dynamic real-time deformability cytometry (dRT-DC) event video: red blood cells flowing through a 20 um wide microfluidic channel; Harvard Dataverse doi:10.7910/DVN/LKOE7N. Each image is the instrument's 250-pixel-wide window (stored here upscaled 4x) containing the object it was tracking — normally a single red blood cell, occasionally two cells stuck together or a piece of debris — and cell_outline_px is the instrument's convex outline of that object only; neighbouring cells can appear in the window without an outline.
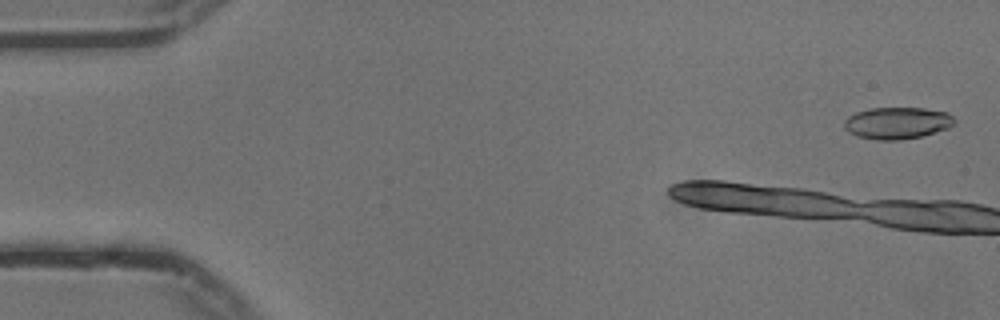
{"species": "common noctule bat (a hibernating species)", "species_latin": "Nyctalus noctula", "temperature_condition": "cold", "stored_images_in_passage": 7, "camera_frame_rate_fps": 3000, "um_per_image_px": 0.085, "animal": {"sex": "male", "body_mass_g": 13.3}, "frame": {"image": 1, "passage_image": 2, "time_ms": 0.333, "image_size_px": [1000, 320], "cell_outline_px": [[956, 124], [948, 128], [920, 136], [900, 140], [876, 140], [856, 136], [848, 132], [844, 128], [844, 120], [848, 116], [856, 112], [868, 108], [924, 108], [948, 112], [956, 120]], "centroid_in_image_um": [76.25, 10.45], "position_along_channel_um": 8.7, "area_um2": 20.63}}